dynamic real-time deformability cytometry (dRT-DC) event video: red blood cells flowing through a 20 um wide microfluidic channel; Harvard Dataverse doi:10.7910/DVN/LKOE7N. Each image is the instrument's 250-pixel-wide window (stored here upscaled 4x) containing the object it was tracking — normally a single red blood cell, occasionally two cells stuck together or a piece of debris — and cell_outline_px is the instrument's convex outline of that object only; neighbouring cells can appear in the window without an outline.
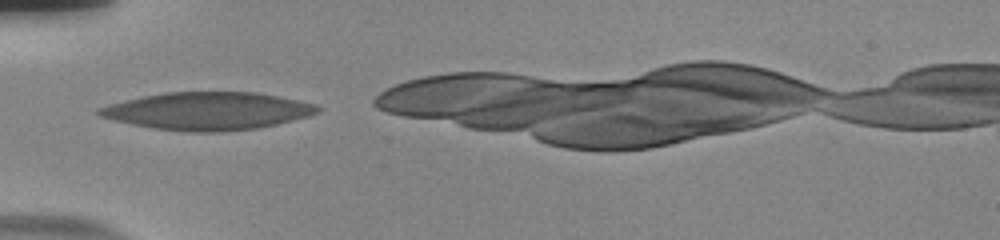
{"species": "human", "species_latin": "Homo sapiens", "temperature_condition": "room temperature", "stored_images_in_passage": 8, "camera_frame_rate_fps": 3000, "um_per_image_px": 0.085, "donor": {"sex": "male"}, "frame": {"image": 1, "passage_image": 1, "time_ms": 0.0, "image_size_px": [1000, 240], "cell_outline_px": [[320, 112], [308, 116], [276, 124], [256, 128], [220, 132], [188, 132], [152, 128], [132, 124], [100, 116], [96, 112], [96, 108], [108, 104], [124, 100], [144, 96], [168, 92], [256, 92], [316, 104], [320, 108]], "centroid_in_image_um": [17.63, 9.44], "position_along_channel_um": 67.4, "area_um2": 47.74}}
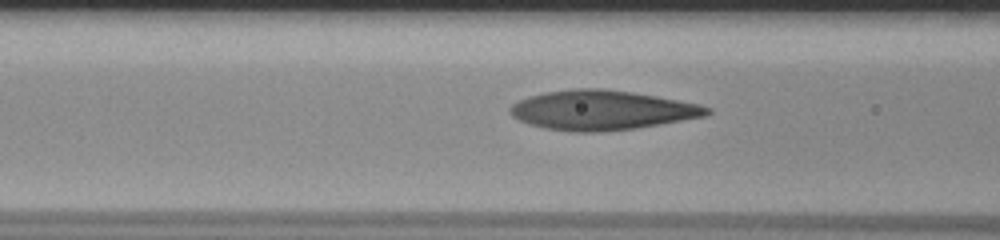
{"frame": {"image": 2, "passage_image": 5, "time_ms": 1.333, "image_size_px": [1000, 240], "cell_outline_px": [[712, 112], [704, 116], [636, 128], [600, 132], [572, 132], [544, 128], [528, 124], [512, 116], [508, 112], [508, 108], [512, 104], [520, 100], [544, 92], [572, 88], [600, 88], [656, 96], [700, 104], [712, 108]], "centroid_in_image_um": [51.13, 9.37], "position_along_channel_um": 115.5, "area_um2": 45.26}}